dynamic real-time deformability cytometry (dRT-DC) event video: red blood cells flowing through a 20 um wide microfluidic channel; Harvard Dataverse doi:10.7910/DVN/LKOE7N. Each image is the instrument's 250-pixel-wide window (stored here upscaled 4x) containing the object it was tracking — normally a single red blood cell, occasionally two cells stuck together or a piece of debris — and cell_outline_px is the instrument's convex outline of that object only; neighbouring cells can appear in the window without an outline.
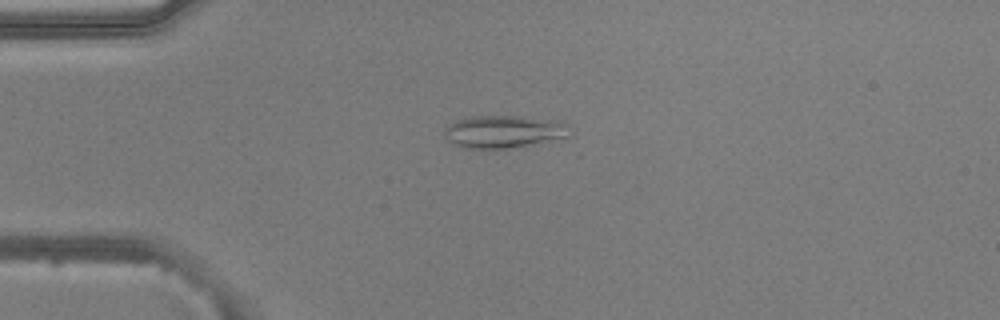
{"species": "common noctule bat (a hibernating species)", "species_latin": "Nyctalus noctula", "temperature_condition": "warm", "stored_images_in_passage": 52, "camera_frame_rate_fps": 3000, "um_per_image_px": 0.085, "animal": {"sex": "male", "body_mass_g": 20.5, "forearm_length_mm": 52.5}, "frame": {"image": 1, "passage_image": 12, "time_ms": 3.667, "image_size_px": [1000, 320], "cell_outline_px": [[572, 136], [508, 148], [460, 148], [452, 144], [444, 136], [444, 128], [448, 124], [456, 120], [468, 116], [524, 116], [564, 120], [568, 124]], "centroid_in_image_um": [42.84, 11.16], "position_along_channel_um": 42.2, "area_um2": 24.28}}
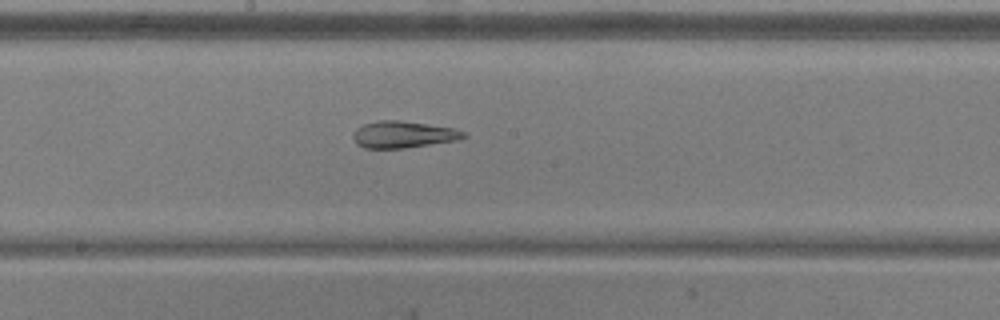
{"frame": {"image": 2, "passage_image": 27, "time_ms": 8.667, "image_size_px": [1000, 320], "cell_outline_px": [[468, 136], [460, 140], [404, 148], [364, 148], [356, 144], [352, 136], [352, 132], [356, 128], [364, 124], [380, 120], [396, 120], [456, 128], [464, 132]], "centroid_in_image_um": [34.28, 11.44], "position_along_channel_um": 213.9, "area_um2": 17.34}}
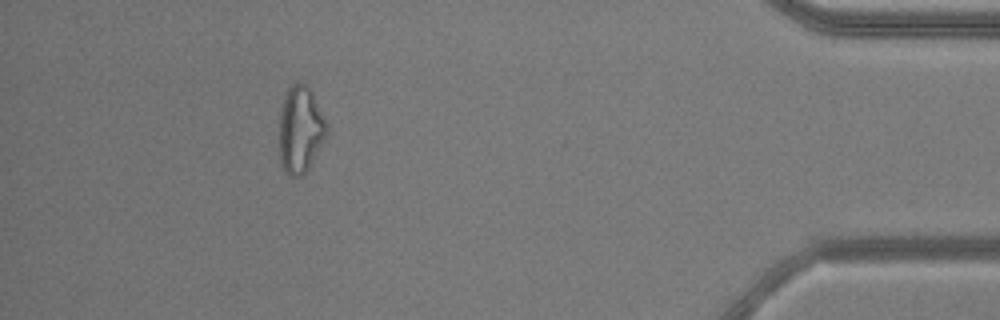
{"frame": {"image": 3, "passage_image": 46, "time_ms": 15.0, "image_size_px": [1000, 320], "cell_outline_px": [[328, 136], [308, 168], [300, 176], [292, 176], [284, 168], [280, 160], [280, 112], [284, 96], [288, 88], [292, 84], [300, 80], [312, 92], [328, 124]], "centroid_in_image_um": [25.56, 10.97], "position_along_channel_um": 409.6, "area_um2": 23.93}}